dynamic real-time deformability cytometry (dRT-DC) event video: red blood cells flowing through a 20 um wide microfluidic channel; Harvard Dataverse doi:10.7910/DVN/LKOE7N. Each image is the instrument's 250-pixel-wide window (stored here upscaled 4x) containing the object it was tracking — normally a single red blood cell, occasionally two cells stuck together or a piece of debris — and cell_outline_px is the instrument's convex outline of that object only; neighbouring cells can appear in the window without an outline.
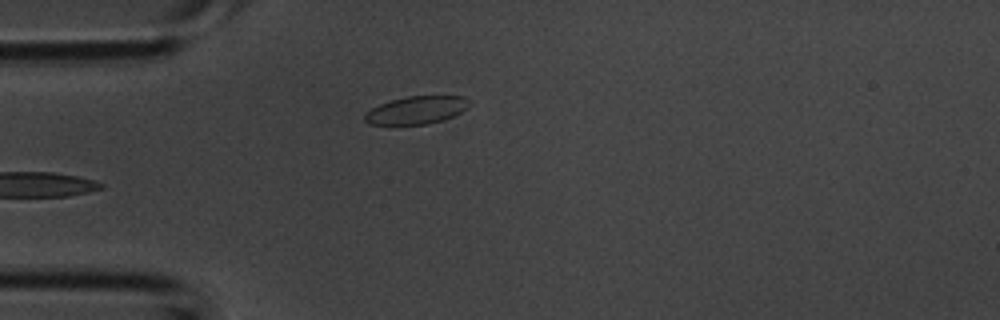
{"species": "common noctule bat (a hibernating species)", "species_latin": "Nyctalus noctula", "temperature_condition": "room temperature", "stored_images_in_passage": 4, "camera_frame_rate_fps": 3000, "um_per_image_px": 0.085, "animal": {"sex": "male", "body_mass_g": 20.1, "forearm_length_mm": 53.5}, "frame": {"image": 1, "passage_image": 4, "time_ms": 1.0, "image_size_px": [1000, 320], "cell_outline_px": [[468, 108], [452, 116], [428, 124], [368, 124], [364, 120], [364, 112], [380, 104], [392, 100], [408, 96], [464, 96]], "centroid_in_image_um": [35.33, 9.36], "position_along_channel_um": 49.7, "area_um2": 16.59}}